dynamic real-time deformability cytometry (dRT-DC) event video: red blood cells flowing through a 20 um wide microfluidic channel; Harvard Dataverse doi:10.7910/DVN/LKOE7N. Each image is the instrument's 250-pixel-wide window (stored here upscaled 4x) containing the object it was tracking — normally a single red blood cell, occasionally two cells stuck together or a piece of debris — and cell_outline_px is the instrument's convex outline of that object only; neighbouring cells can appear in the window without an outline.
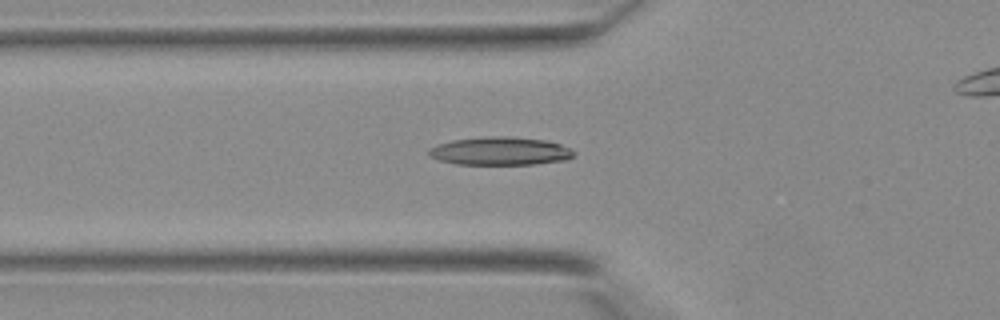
{"species": "Egyptian fruit bat (a non-hibernating species)", "species_latin": "Rousettus aegyptiacus", "temperature_condition": "warm", "stored_images_in_passage": 29, "camera_frame_rate_fps": 3000, "um_per_image_px": 0.085, "animal": {"sex": "female"}, "frame": {"image": 1, "passage_image": 7, "time_ms": 2.0, "image_size_px": [1000, 320], "cell_outline_px": [[576, 152], [572, 156], [564, 160], [532, 164], [456, 164], [440, 160], [432, 156], [428, 152], [428, 148], [436, 144], [452, 140], [484, 136], [504, 136], [544, 140], [560, 144], [572, 148]], "centroid_in_image_um": [42.5, 12.83], "position_along_channel_um": 83.3, "area_um2": 23.7}}
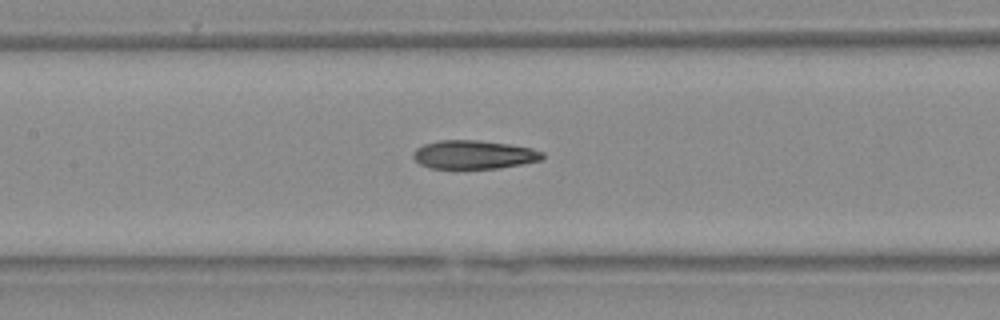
{"frame": {"image": 2, "passage_image": 12, "time_ms": 3.667, "image_size_px": [1000, 320], "cell_outline_px": [[544, 156], [540, 160], [500, 168], [456, 172], [432, 168], [420, 164], [412, 156], [416, 148], [424, 144], [440, 140], [476, 140], [508, 144], [532, 148], [544, 152]], "centroid_in_image_um": [40.23, 13.19], "position_along_channel_um": 167.2, "area_um2": 22.31}}
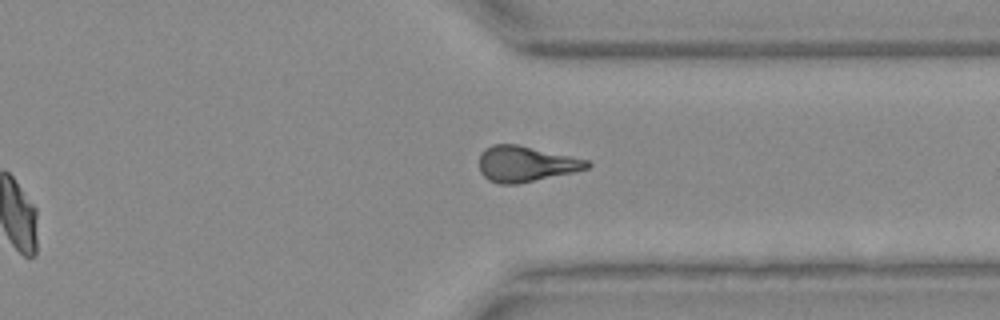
{"frame": {"image": 3, "passage_image": 24, "time_ms": 7.667, "image_size_px": [1000, 320], "cell_outline_px": [[592, 164], [588, 168], [572, 172], [516, 184], [500, 184], [488, 180], [480, 172], [480, 152], [484, 148], [492, 144], [516, 144], [588, 160]], "centroid_in_image_um": [44.64, 13.92], "position_along_channel_um": 366.8, "area_um2": 22.2}}